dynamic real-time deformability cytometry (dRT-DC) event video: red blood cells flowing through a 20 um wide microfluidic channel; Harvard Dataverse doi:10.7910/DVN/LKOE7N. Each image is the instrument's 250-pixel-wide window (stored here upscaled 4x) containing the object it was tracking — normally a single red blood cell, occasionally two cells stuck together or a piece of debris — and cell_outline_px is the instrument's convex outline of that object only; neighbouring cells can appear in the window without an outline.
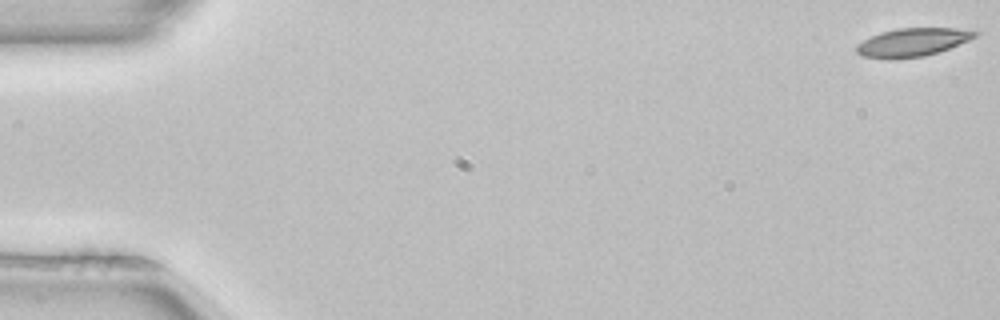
{"species": "common noctule bat (a hibernating species)", "species_latin": "Nyctalus noctula", "temperature_condition": "room temperature", "stored_images_in_passage": 14, "camera_frame_rate_fps": 3000, "um_per_image_px": 0.085, "animal": {"sex": "female", "body_mass_g": 22.7, "forearm_length_mm": 54.2}, "frame": {"image": 1, "passage_image": 1, "time_ms": 0.0, "image_size_px": [1000, 320], "cell_outline_px": [[980, 32], [976, 36], [968, 40], [948, 48], [924, 56], [896, 60], [888, 60], [864, 56], [856, 52], [856, 44], [880, 32], [896, 28], [956, 28]], "centroid_in_image_um": [77.51, 3.6], "position_along_channel_um": 7.5, "area_um2": 19.54}}